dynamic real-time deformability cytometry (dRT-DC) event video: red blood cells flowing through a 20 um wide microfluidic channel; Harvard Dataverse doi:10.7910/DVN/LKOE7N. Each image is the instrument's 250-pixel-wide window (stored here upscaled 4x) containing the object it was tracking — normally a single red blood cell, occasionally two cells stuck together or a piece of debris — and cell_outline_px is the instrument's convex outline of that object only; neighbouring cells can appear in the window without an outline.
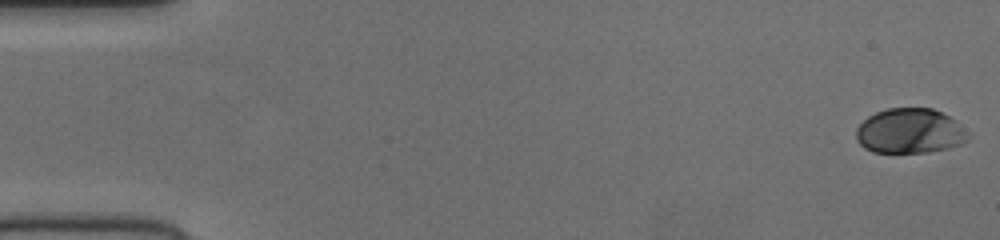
{"species": "human", "species_latin": "Homo sapiens", "temperature_condition": "cold", "stored_images_in_passage": 2, "camera_frame_rate_fps": 3000, "um_per_image_px": 0.085, "donor": {"sex": "female"}, "frame": {"image": 1, "passage_image": 1, "time_ms": 0.0, "image_size_px": [1000, 240], "cell_outline_px": [[972, 136], [964, 144], [948, 148], [928, 152], [872, 152], [864, 148], [856, 140], [856, 128], [868, 116], [876, 112], [888, 108], [932, 108], [956, 120]], "centroid_in_image_um": [77.36, 11.14], "position_along_channel_um": 7.6, "area_um2": 29.54}}